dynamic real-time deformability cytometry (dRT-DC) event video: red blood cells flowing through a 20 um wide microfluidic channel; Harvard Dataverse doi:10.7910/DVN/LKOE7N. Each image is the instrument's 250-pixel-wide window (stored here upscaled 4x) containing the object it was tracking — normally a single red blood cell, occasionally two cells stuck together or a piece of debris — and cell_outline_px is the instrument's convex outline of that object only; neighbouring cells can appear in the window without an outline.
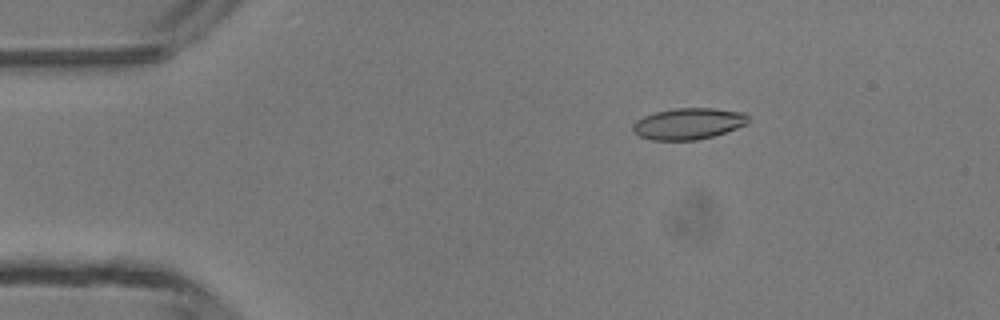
{"species": "common noctule bat (a hibernating species)", "species_latin": "Nyctalus noctula", "temperature_condition": "room temperature", "stored_images_in_passage": 5, "camera_frame_rate_fps": 3000, "um_per_image_px": 0.085, "animal": {"sex": "male", "body_mass_g": 13.3}, "frame": {"image": 1, "passage_image": 3, "time_ms": 2.0, "image_size_px": [1000, 320], "cell_outline_px": [[748, 124], [712, 136], [696, 140], [652, 140], [640, 136], [632, 128], [632, 124], [636, 120], [644, 116], [656, 112], [676, 108], [712, 108], [744, 112], [748, 116]], "centroid_in_image_um": [58.52, 10.51], "position_along_channel_um": 26.5, "area_um2": 20.92}}
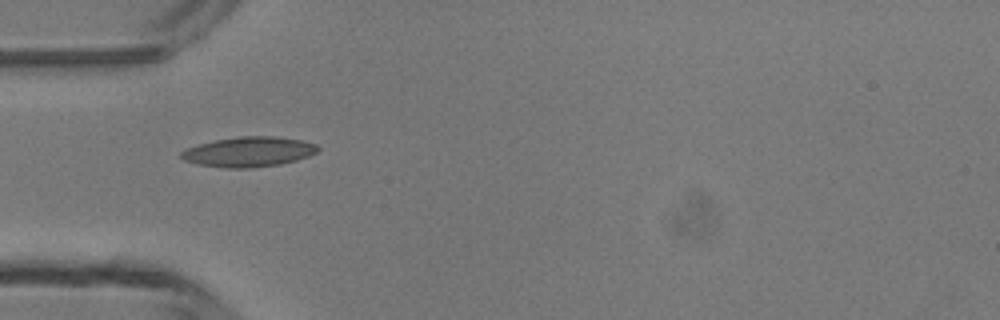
{"frame": {"image": 2, "passage_image": 5, "time_ms": 4.333, "image_size_px": [1000, 320], "cell_outline_px": [[320, 148], [316, 152], [308, 156], [296, 160], [280, 164], [252, 168], [228, 168], [196, 164], [184, 160], [180, 156], [180, 152], [184, 148], [216, 140], [236, 136], [272, 136], [300, 140], [316, 144]], "centroid_in_image_um": [21.11, 12.9], "position_along_channel_um": 63.9, "area_um2": 23.87}}